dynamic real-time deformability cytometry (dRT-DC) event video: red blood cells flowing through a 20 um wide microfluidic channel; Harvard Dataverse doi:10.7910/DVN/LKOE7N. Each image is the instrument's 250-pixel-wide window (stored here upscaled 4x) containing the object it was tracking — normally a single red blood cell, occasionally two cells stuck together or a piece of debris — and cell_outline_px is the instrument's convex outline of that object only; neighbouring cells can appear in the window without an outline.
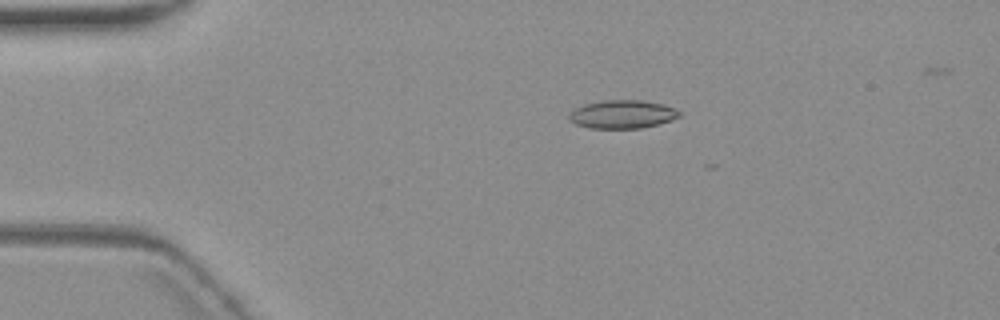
{"species": "common noctule bat (a hibernating species)", "species_latin": "Nyctalus noctula", "temperature_condition": "warm", "stored_images_in_passage": 3, "camera_frame_rate_fps": 3000, "um_per_image_px": 0.085, "animal": {"sex": "female", "body_mass_g": 19.3, "forearm_length_mm": 54.1}, "frame": {"image": 1, "passage_image": 1, "time_ms": 0.0, "image_size_px": [1000, 320], "cell_outline_px": [[680, 116], [672, 120], [640, 128], [588, 128], [576, 124], [568, 116], [568, 112], [584, 104], [604, 100], [640, 100], [660, 104], [676, 108], [680, 112]], "centroid_in_image_um": [52.89, 9.71], "position_along_channel_um": 32.1, "area_um2": 18.03}}